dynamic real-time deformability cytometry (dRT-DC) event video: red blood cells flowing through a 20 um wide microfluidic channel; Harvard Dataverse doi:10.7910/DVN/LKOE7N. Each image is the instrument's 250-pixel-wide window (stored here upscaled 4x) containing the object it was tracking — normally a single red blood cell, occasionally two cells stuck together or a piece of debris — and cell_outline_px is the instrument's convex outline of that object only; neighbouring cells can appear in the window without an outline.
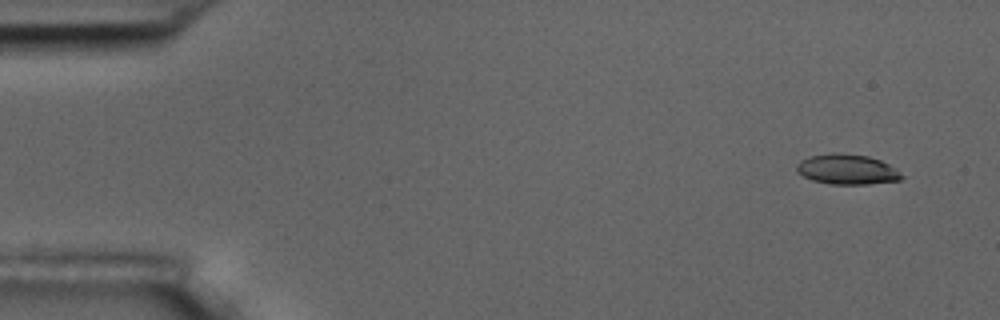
{"species": "common noctule bat (a hibernating species)", "species_latin": "Nyctalus noctula", "temperature_condition": "room temperature", "stored_images_in_passage": 7, "camera_frame_rate_fps": 3000, "um_per_image_px": 0.085, "animal": {"sex": "male", "body_mass_g": 17.5, "forearm_length_mm": 52.3}, "frame": {"image": 1, "passage_image": 1, "time_ms": 0.0, "image_size_px": [1000, 320], "cell_outline_px": [[904, 176], [900, 180], [868, 184], [832, 184], [812, 180], [796, 172], [796, 164], [800, 160], [812, 156], [868, 156], [880, 160], [888, 164]], "centroid_in_image_um": [72.01, 14.45], "position_along_channel_um": 13.0, "area_um2": 17.51}}
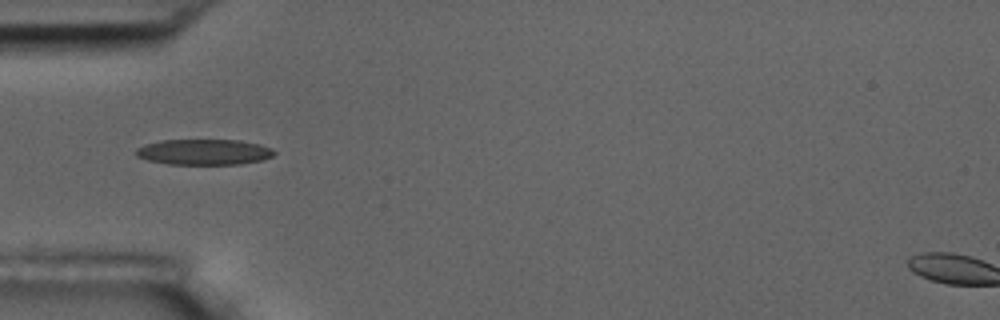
{"frame": {"image": 2, "passage_image": 5, "time_ms": 4.667, "image_size_px": [1000, 320], "cell_outline_px": [[276, 152], [272, 156], [264, 160], [240, 164], [168, 164], [148, 160], [136, 156], [136, 148], [144, 144], [160, 140], [240, 140], [260, 144], [272, 148]], "centroid_in_image_um": [17.35, 12.91], "position_along_channel_um": 67.6, "area_um2": 20.81}}